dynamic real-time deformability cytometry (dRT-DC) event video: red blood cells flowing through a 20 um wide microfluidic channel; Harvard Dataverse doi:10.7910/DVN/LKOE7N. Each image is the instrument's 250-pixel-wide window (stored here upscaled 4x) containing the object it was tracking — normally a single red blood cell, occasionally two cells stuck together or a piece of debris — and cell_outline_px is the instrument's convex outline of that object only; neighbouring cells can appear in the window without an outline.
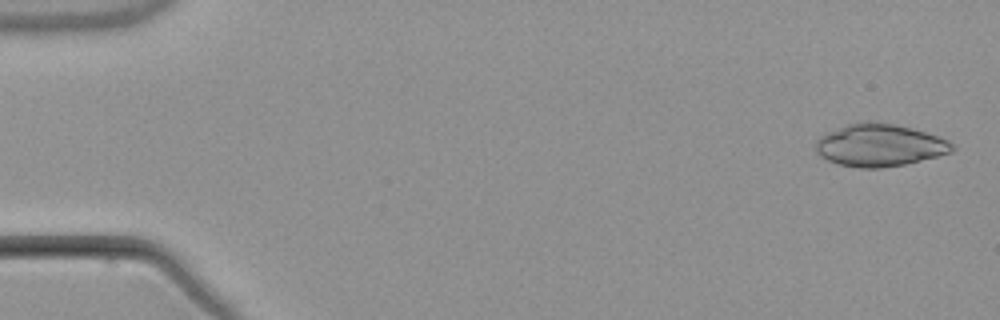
{"species": "common noctule bat (a hibernating species)", "species_latin": "Nyctalus noctula", "temperature_condition": "warm", "stored_images_in_passage": 6, "camera_frame_rate_fps": 3000, "um_per_image_px": 0.085, "animal": {"sex": "male", "body_mass_g": 21.5, "forearm_length_mm": 52.0}, "frame": {"image": 1, "passage_image": 1, "time_ms": 0.0, "image_size_px": [1000, 320], "cell_outline_px": [[956, 148], [952, 152], [904, 164], [880, 168], [860, 168], [840, 164], [828, 160], [820, 156], [816, 152], [816, 140], [820, 136], [828, 132], [848, 124], [860, 120], [872, 120], [912, 128], [948, 140]], "centroid_in_image_um": [74.74, 12.33], "position_along_channel_um": 10.3, "area_um2": 33.58}}